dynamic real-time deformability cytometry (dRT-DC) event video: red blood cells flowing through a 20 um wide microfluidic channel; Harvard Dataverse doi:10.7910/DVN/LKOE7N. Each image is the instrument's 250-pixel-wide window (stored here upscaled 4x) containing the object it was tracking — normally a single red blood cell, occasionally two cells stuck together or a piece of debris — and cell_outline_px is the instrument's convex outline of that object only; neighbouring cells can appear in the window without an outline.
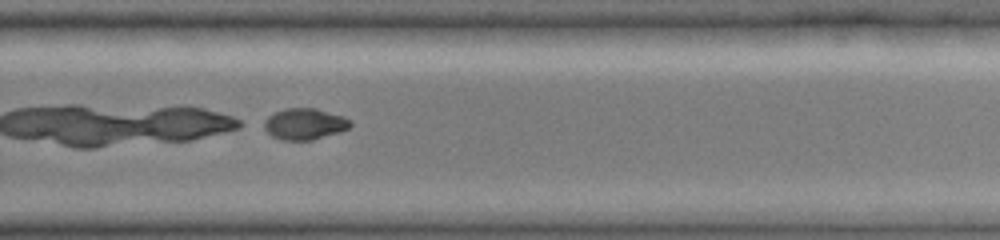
{"species": "common noctule bat (a hibernating species)", "species_latin": "Nyctalus noctula", "temperature_condition": "cold", "stored_images_in_passage": 46, "camera_frame_rate_fps": 3000, "um_per_image_px": 0.085, "animal": {"sex": "female", "body_mass_g": 19.0, "forearm_length_mm": 51.5}, "frame": {"image": 1, "passage_image": 33, "time_ms": 10.667, "image_size_px": [1000, 240], "cell_outline_px": [[352, 124], [348, 128], [340, 132], [312, 140], [284, 140], [272, 136], [256, 124], [268, 116], [284, 108], [316, 108], [344, 116], [352, 120]], "centroid_in_image_um": [25.83, 10.53], "position_along_channel_um": 304.0, "area_um2": 16.18}}
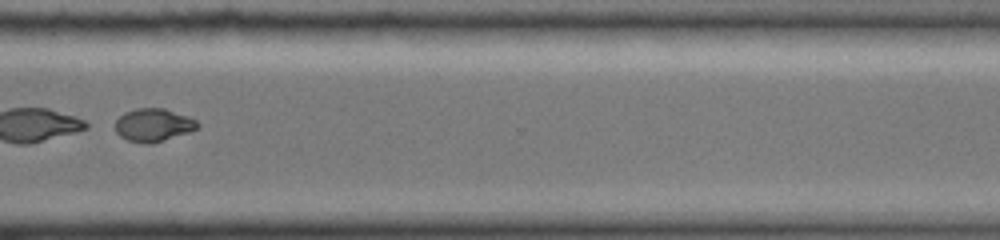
{"frame": {"image": 2, "passage_image": 37, "time_ms": 12.0, "image_size_px": [1000, 240], "cell_outline_px": [[200, 128], [152, 144], [144, 144], [128, 140], [120, 136], [116, 132], [116, 120], [124, 112], [136, 108], [164, 108], [188, 116], [196, 120], [200, 124]], "centroid_in_image_um": [13.05, 10.62], "position_along_channel_um": 357.6, "area_um2": 15.9}}